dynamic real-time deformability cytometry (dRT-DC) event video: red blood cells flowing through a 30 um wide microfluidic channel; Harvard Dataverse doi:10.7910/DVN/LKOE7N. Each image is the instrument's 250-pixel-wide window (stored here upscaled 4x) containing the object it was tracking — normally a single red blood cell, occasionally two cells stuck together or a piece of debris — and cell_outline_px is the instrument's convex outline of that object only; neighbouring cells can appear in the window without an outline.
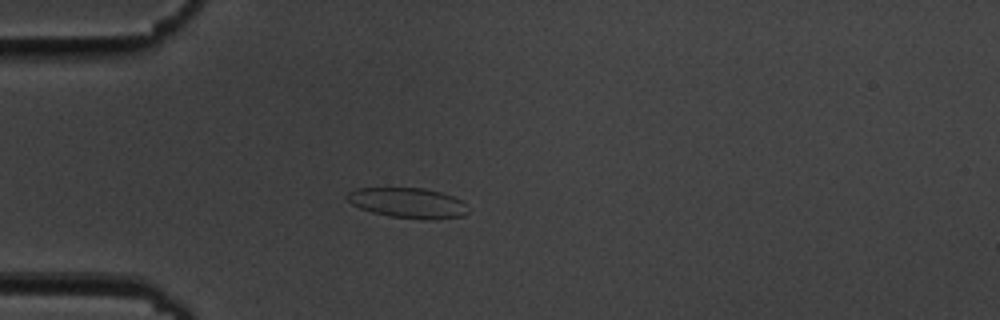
{"species": "common noctule bat (a hibernating species)", "species_latin": "Nyctalus noctula", "temperature_condition": "cold", "stored_images_in_passage": 42, "camera_frame_rate_fps": 3000, "um_per_image_px": 0.085, "animal": {"sex": "male", "body_mass_g": 19.5, "forearm_length_mm": 54.6}, "frame": {"image": 1, "passage_image": 2, "time_ms": 0.333, "image_size_px": [1000, 320], "cell_outline_px": [[468, 212], [464, 216], [432, 220], [420, 220], [388, 216], [372, 212], [360, 208], [352, 204], [344, 196], [348, 192], [356, 188], [424, 188], [440, 192], [452, 196], [460, 200], [464, 204]], "centroid_in_image_um": [34.65, 17.26], "position_along_channel_um": 50.4, "area_um2": 21.44}}
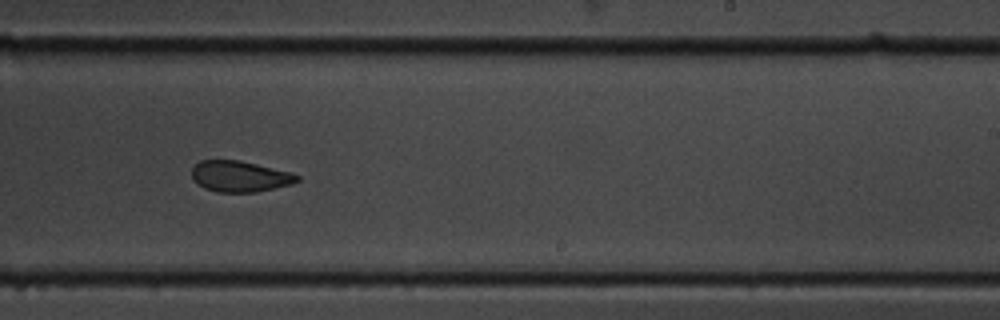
{"frame": {"image": 2, "passage_image": 21, "time_ms": 6.667, "image_size_px": [1000, 320], "cell_outline_px": [[300, 180], [292, 184], [256, 192], [216, 192], [204, 188], [192, 180], [192, 168], [200, 160], [240, 160], [292, 172], [300, 176]], "centroid_in_image_um": [20.39, 14.99], "position_along_channel_um": 268.6, "area_um2": 19.19}}
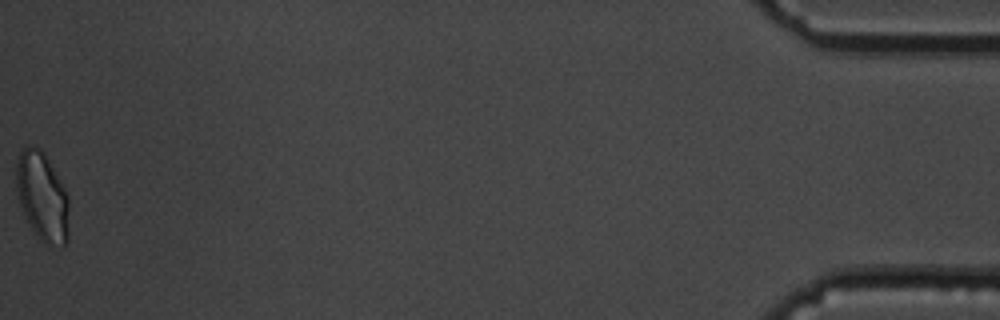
{"frame": {"image": 3, "passage_image": 42, "time_ms": 13.667, "image_size_px": [1000, 320], "cell_outline_px": [[68, 240], [64, 244], [48, 248], [36, 236], [28, 224], [24, 216], [16, 192], [16, 160], [20, 148], [28, 144], [40, 148], [44, 152], [60, 180], [68, 196]], "centroid_in_image_um": [3.56, 16.71], "position_along_channel_um": 431.6, "area_um2": 27.92}, "authors_computed_cell_mechanics": {"area_um2": 20.4901, "velocity_mm_per_s": 3.6523, "shape_relaxation_time_tau1_ms": null, "shape_relaxation_time_tau2_ms": 2.1311, "deformation_change_tau1": null, "deformation_change_tau2": 0.0696}}